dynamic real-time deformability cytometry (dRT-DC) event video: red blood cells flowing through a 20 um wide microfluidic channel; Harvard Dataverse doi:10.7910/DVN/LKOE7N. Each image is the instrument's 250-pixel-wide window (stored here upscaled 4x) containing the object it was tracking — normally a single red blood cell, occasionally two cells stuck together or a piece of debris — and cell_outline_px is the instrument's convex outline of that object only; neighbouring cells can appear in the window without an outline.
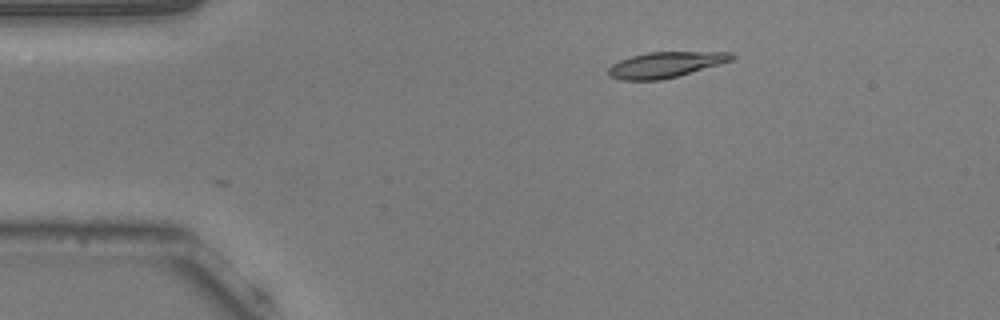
{"species": "common noctule bat (a hibernating species)", "species_latin": "Nyctalus noctula", "temperature_condition": "warm", "stored_images_in_passage": 6, "camera_frame_rate_fps": 3000, "um_per_image_px": 0.085, "animal": {"sex": "male", "body_mass_g": 20.5, "forearm_length_mm": 52.5}, "frame": {"image": 1, "passage_image": 6, "time_ms": 1.667, "image_size_px": [1000, 320], "cell_outline_px": [[736, 56], [732, 60], [676, 76], [660, 80], [620, 80], [608, 76], [608, 68], [612, 64], [620, 60], [632, 56], [648, 52], [732, 52]], "centroid_in_image_um": [56.52, 5.5], "position_along_channel_um": 28.5, "area_um2": 18.21}}